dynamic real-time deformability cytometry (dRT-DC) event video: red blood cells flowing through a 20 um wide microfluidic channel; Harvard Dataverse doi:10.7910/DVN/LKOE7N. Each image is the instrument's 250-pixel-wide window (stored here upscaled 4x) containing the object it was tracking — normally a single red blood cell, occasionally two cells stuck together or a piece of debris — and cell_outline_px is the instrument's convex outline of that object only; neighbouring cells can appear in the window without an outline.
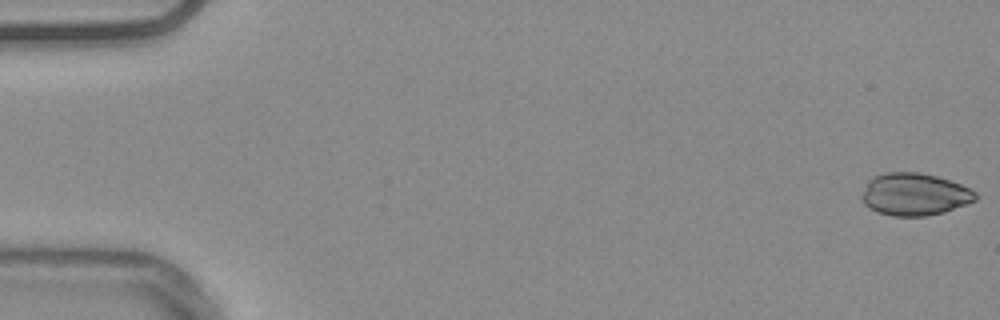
{"species": "common noctule bat (a hibernating species)", "species_latin": "Nyctalus noctula", "temperature_condition": "warm", "stored_images_in_passage": 54, "camera_frame_rate_fps": 3000, "um_per_image_px": 0.085, "animal": {"sex": "male", "body_mass_g": 20.4}, "frame": {"image": 1, "passage_image": 1, "time_ms": 0.0, "image_size_px": [1000, 320], "cell_outline_px": [[976, 200], [944, 212], [924, 216], [892, 216], [876, 212], [864, 204], [860, 200], [860, 196], [868, 180], [872, 176], [888, 172], [920, 172], [936, 176], [960, 184], [976, 192]], "centroid_in_image_um": [77.67, 16.52], "position_along_channel_um": 7.3, "area_um2": 28.15}}
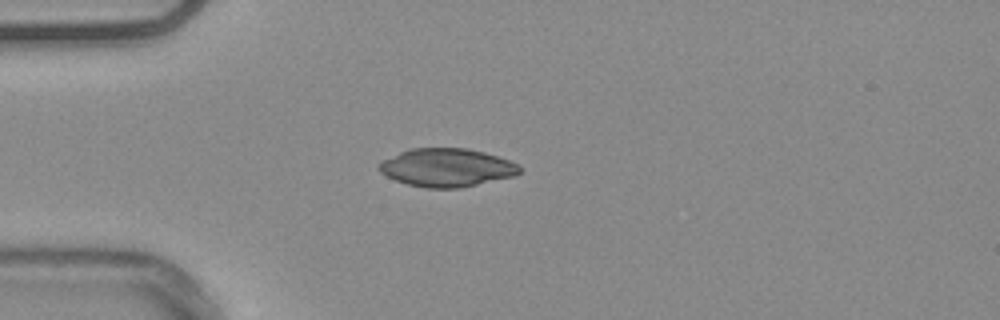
{"frame": {"image": 2, "passage_image": 15, "time_ms": 4.667, "image_size_px": [1000, 320], "cell_outline_px": [[520, 172], [516, 176], [460, 188], [428, 188], [408, 184], [396, 180], [380, 172], [376, 168], [384, 160], [400, 152], [412, 148], [468, 148], [484, 152], [508, 160], [516, 164], [520, 168]], "centroid_in_image_um": [37.99, 14.25], "position_along_channel_um": 47.0, "area_um2": 31.1}}
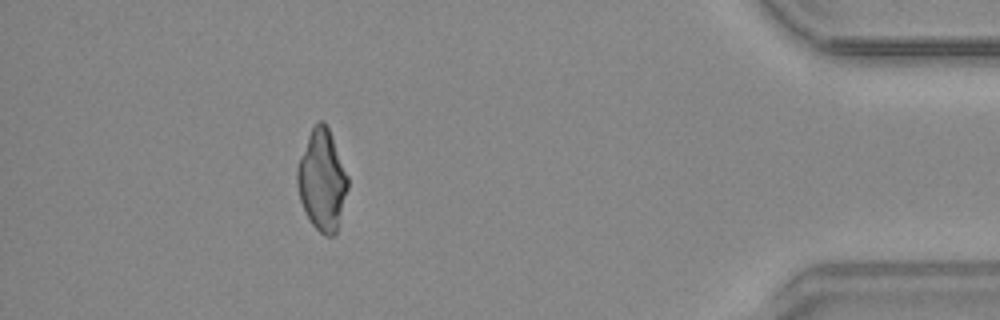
{"frame": {"image": 3, "passage_image": 49, "time_ms": 16.0, "image_size_px": [1000, 320], "cell_outline_px": [[348, 188], [336, 232], [332, 236], [324, 236], [312, 224], [300, 200], [296, 184], [296, 168], [308, 136], [312, 128], [320, 120], [324, 120], [328, 128], [348, 176]], "centroid_in_image_um": [27.36, 15.32], "position_along_channel_um": 407.8, "area_um2": 29.3}}